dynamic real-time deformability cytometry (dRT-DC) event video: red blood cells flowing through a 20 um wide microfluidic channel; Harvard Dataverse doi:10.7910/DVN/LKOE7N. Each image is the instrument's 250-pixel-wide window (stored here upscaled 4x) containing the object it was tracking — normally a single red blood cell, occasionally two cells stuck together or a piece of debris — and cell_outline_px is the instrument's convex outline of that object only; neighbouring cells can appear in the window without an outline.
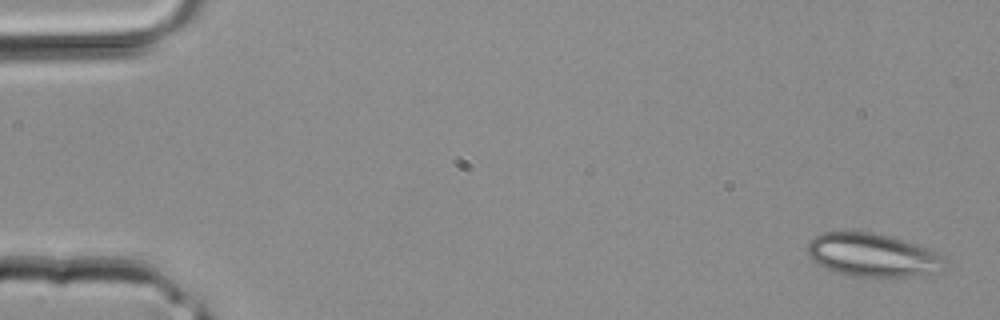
{"species": "common noctule bat (a hibernating species)", "species_latin": "Nyctalus noctula", "temperature_condition": "room temperature", "stored_images_in_passage": 4, "camera_frame_rate_fps": 3000, "um_per_image_px": 0.085, "animal": {"sex": "male", "body_mass_g": 20.4}, "frame": {"image": 1, "passage_image": 1, "time_ms": 0.0, "image_size_px": [1000, 320], "cell_outline_px": [[944, 272], [924, 276], [848, 276], [816, 264], [808, 256], [808, 244], [816, 236], [824, 232], [872, 232], [892, 236], [932, 248], [944, 260]], "centroid_in_image_um": [74.24, 21.69], "position_along_channel_um": 10.8, "area_um2": 34.97}}